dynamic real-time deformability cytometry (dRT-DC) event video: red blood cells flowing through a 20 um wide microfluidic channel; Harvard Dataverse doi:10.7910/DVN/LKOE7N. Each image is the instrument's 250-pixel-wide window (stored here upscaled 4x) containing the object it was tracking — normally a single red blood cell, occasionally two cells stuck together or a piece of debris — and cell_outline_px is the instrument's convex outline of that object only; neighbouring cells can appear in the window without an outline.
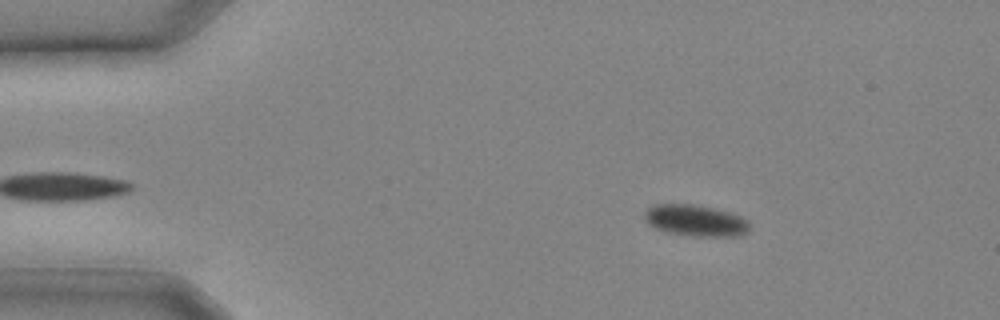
{"species": "common noctule bat (a hibernating species)", "species_latin": "Nyctalus noctula", "temperature_condition": "cold", "stored_images_in_passage": 26, "camera_frame_rate_fps": 3000, "um_per_image_px": 0.085, "animal": {"sex": "male", "body_mass_g": 20.4}, "frame": {"image": 1, "passage_image": 3, "time_ms": 0.667, "image_size_px": [1000, 320], "cell_outline_px": [[748, 232], [740, 236], [688, 236], [668, 232], [656, 228], [648, 224], [644, 216], [644, 212], [652, 204], [692, 204], [712, 208], [728, 212], [740, 216], [748, 220]], "centroid_in_image_um": [59.1, 18.75], "position_along_channel_um": 25.9, "area_um2": 19.19}}
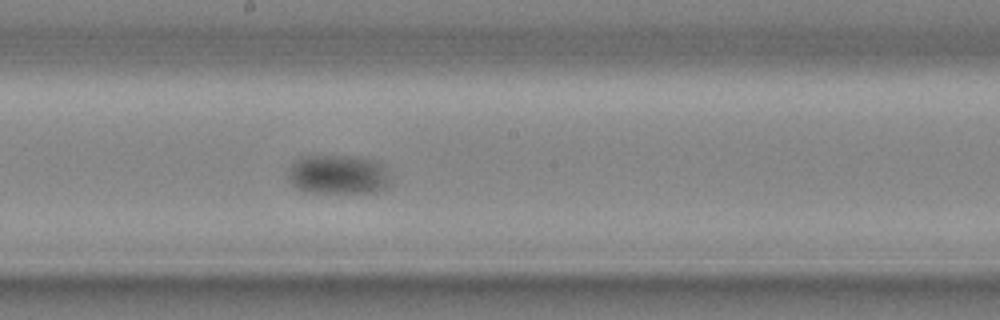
{"frame": {"image": 2, "passage_image": 14, "time_ms": 4.333, "image_size_px": [1000, 320], "cell_outline_px": [[388, 184], [384, 188], [376, 192], [304, 192], [296, 188], [288, 180], [288, 168], [292, 160], [300, 156], [360, 156], [376, 160], [384, 164], [388, 176]], "centroid_in_image_um": [28.68, 14.81], "position_along_channel_um": 219.5, "area_um2": 23.81}}
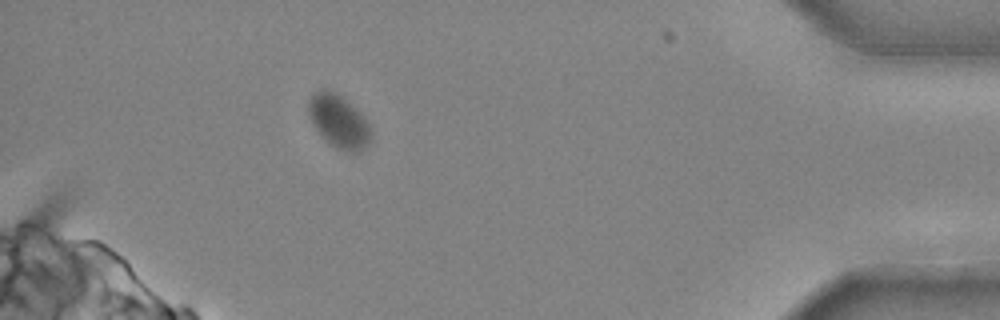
{"frame": {"image": 3, "passage_image": 24, "time_ms": 7.667, "image_size_px": [1000, 320], "cell_outline_px": [[372, 136], [368, 144], [360, 152], [348, 152], [336, 148], [328, 144], [316, 128], [308, 112], [308, 100], [320, 88], [324, 88], [336, 92], [348, 100], [364, 116], [372, 132]], "centroid_in_image_um": [28.82, 10.31], "position_along_channel_um": 406.4, "area_um2": 19.48}}